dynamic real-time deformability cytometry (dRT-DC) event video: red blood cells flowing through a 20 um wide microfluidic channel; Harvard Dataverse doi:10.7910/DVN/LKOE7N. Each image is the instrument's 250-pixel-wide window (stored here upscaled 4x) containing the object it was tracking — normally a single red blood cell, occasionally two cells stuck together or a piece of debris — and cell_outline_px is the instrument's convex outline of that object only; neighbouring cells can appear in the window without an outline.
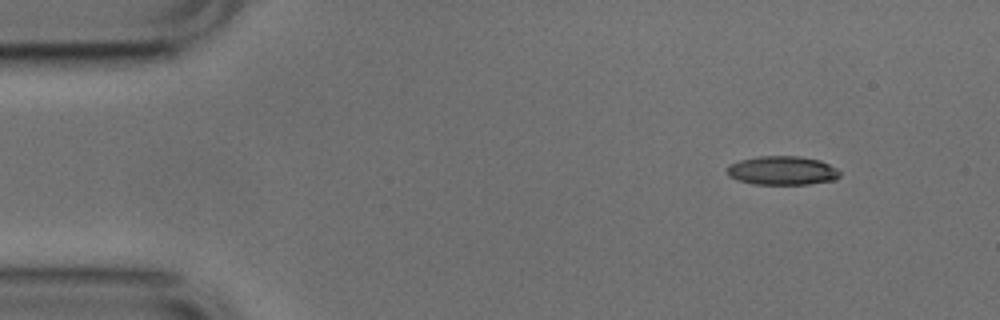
{"species": "common noctule bat (a hibernating species)", "species_latin": "Nyctalus noctula", "temperature_condition": "cold", "stored_images_in_passage": 5, "camera_frame_rate_fps": 3000, "um_per_image_px": 0.085, "animal": {"sex": "male", "body_mass_g": 17.9, "forearm_length_mm": 54.2}, "frame": {"image": 1, "passage_image": 1, "time_ms": 0.0, "image_size_px": [1000, 320], "cell_outline_px": [[840, 176], [836, 180], [808, 184], [752, 184], [736, 180], [728, 176], [728, 164], [740, 160], [760, 156], [800, 156], [820, 160], [836, 168], [840, 172]], "centroid_in_image_um": [66.49, 14.5], "position_along_channel_um": 18.5, "area_um2": 19.07}}
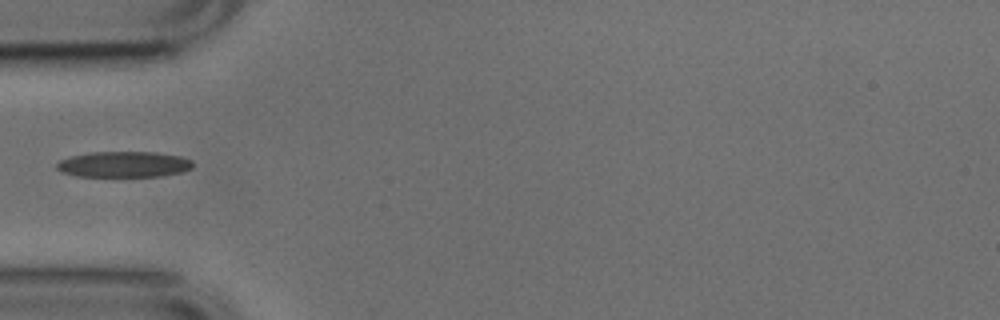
{"frame": {"image": 2, "passage_image": 4, "time_ms": 1.0, "image_size_px": [1000, 320], "cell_outline_px": [[192, 168], [180, 172], [160, 176], [112, 180], [76, 176], [60, 172], [56, 168], [56, 164], [60, 160], [72, 156], [92, 152], [156, 152], [180, 156], [192, 160]], "centroid_in_image_um": [10.47, 14.03], "position_along_channel_um": 74.5, "area_um2": 21.62}}